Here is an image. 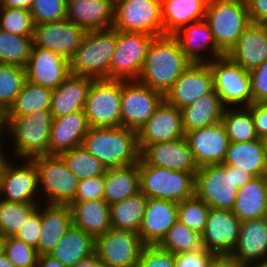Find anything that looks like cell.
I'll return each instance as SVG.
<instances>
[{
	"instance_id": "12",
	"label": "cell",
	"mask_w": 267,
	"mask_h": 267,
	"mask_svg": "<svg viewBox=\"0 0 267 267\" xmlns=\"http://www.w3.org/2000/svg\"><path fill=\"white\" fill-rule=\"evenodd\" d=\"M112 28L163 36L161 0H122L115 5Z\"/></svg>"
},
{
	"instance_id": "27",
	"label": "cell",
	"mask_w": 267,
	"mask_h": 267,
	"mask_svg": "<svg viewBox=\"0 0 267 267\" xmlns=\"http://www.w3.org/2000/svg\"><path fill=\"white\" fill-rule=\"evenodd\" d=\"M114 12L109 0H66V19L86 31L112 28Z\"/></svg>"
},
{
	"instance_id": "5",
	"label": "cell",
	"mask_w": 267,
	"mask_h": 267,
	"mask_svg": "<svg viewBox=\"0 0 267 267\" xmlns=\"http://www.w3.org/2000/svg\"><path fill=\"white\" fill-rule=\"evenodd\" d=\"M116 46V30L87 31L81 45L69 61L70 74L109 79V68Z\"/></svg>"
},
{
	"instance_id": "14",
	"label": "cell",
	"mask_w": 267,
	"mask_h": 267,
	"mask_svg": "<svg viewBox=\"0 0 267 267\" xmlns=\"http://www.w3.org/2000/svg\"><path fill=\"white\" fill-rule=\"evenodd\" d=\"M164 100V95L138 80H121V127L138 131Z\"/></svg>"
},
{
	"instance_id": "41",
	"label": "cell",
	"mask_w": 267,
	"mask_h": 267,
	"mask_svg": "<svg viewBox=\"0 0 267 267\" xmlns=\"http://www.w3.org/2000/svg\"><path fill=\"white\" fill-rule=\"evenodd\" d=\"M32 37L0 29V64L25 67L33 47Z\"/></svg>"
},
{
	"instance_id": "57",
	"label": "cell",
	"mask_w": 267,
	"mask_h": 267,
	"mask_svg": "<svg viewBox=\"0 0 267 267\" xmlns=\"http://www.w3.org/2000/svg\"><path fill=\"white\" fill-rule=\"evenodd\" d=\"M208 267H249L231 254L214 255Z\"/></svg>"
},
{
	"instance_id": "35",
	"label": "cell",
	"mask_w": 267,
	"mask_h": 267,
	"mask_svg": "<svg viewBox=\"0 0 267 267\" xmlns=\"http://www.w3.org/2000/svg\"><path fill=\"white\" fill-rule=\"evenodd\" d=\"M225 109L226 107L215 90L208 95H203L193 104L183 107L180 110L185 134L191 130L221 122Z\"/></svg>"
},
{
	"instance_id": "7",
	"label": "cell",
	"mask_w": 267,
	"mask_h": 267,
	"mask_svg": "<svg viewBox=\"0 0 267 267\" xmlns=\"http://www.w3.org/2000/svg\"><path fill=\"white\" fill-rule=\"evenodd\" d=\"M204 19L225 54L251 24L245 0H210Z\"/></svg>"
},
{
	"instance_id": "54",
	"label": "cell",
	"mask_w": 267,
	"mask_h": 267,
	"mask_svg": "<svg viewBox=\"0 0 267 267\" xmlns=\"http://www.w3.org/2000/svg\"><path fill=\"white\" fill-rule=\"evenodd\" d=\"M40 231L41 209L38 207V209L30 216L14 237L36 248L38 245Z\"/></svg>"
},
{
	"instance_id": "32",
	"label": "cell",
	"mask_w": 267,
	"mask_h": 267,
	"mask_svg": "<svg viewBox=\"0 0 267 267\" xmlns=\"http://www.w3.org/2000/svg\"><path fill=\"white\" fill-rule=\"evenodd\" d=\"M69 206L73 226L82 229L94 238L112 228L110 206L103 199L72 202Z\"/></svg>"
},
{
	"instance_id": "45",
	"label": "cell",
	"mask_w": 267,
	"mask_h": 267,
	"mask_svg": "<svg viewBox=\"0 0 267 267\" xmlns=\"http://www.w3.org/2000/svg\"><path fill=\"white\" fill-rule=\"evenodd\" d=\"M158 246L174 255L203 248L201 234L191 230L180 221L168 230Z\"/></svg>"
},
{
	"instance_id": "63",
	"label": "cell",
	"mask_w": 267,
	"mask_h": 267,
	"mask_svg": "<svg viewBox=\"0 0 267 267\" xmlns=\"http://www.w3.org/2000/svg\"><path fill=\"white\" fill-rule=\"evenodd\" d=\"M5 249V237L0 235V256L4 253Z\"/></svg>"
},
{
	"instance_id": "60",
	"label": "cell",
	"mask_w": 267,
	"mask_h": 267,
	"mask_svg": "<svg viewBox=\"0 0 267 267\" xmlns=\"http://www.w3.org/2000/svg\"><path fill=\"white\" fill-rule=\"evenodd\" d=\"M33 0H7L3 7L30 10Z\"/></svg>"
},
{
	"instance_id": "55",
	"label": "cell",
	"mask_w": 267,
	"mask_h": 267,
	"mask_svg": "<svg viewBox=\"0 0 267 267\" xmlns=\"http://www.w3.org/2000/svg\"><path fill=\"white\" fill-rule=\"evenodd\" d=\"M247 108L251 112L257 136L267 140V102L251 103Z\"/></svg>"
},
{
	"instance_id": "11",
	"label": "cell",
	"mask_w": 267,
	"mask_h": 267,
	"mask_svg": "<svg viewBox=\"0 0 267 267\" xmlns=\"http://www.w3.org/2000/svg\"><path fill=\"white\" fill-rule=\"evenodd\" d=\"M84 112L90 127L121 126V80H93Z\"/></svg>"
},
{
	"instance_id": "42",
	"label": "cell",
	"mask_w": 267,
	"mask_h": 267,
	"mask_svg": "<svg viewBox=\"0 0 267 267\" xmlns=\"http://www.w3.org/2000/svg\"><path fill=\"white\" fill-rule=\"evenodd\" d=\"M68 169L79 179L103 176L107 168L82 146L60 154Z\"/></svg>"
},
{
	"instance_id": "6",
	"label": "cell",
	"mask_w": 267,
	"mask_h": 267,
	"mask_svg": "<svg viewBox=\"0 0 267 267\" xmlns=\"http://www.w3.org/2000/svg\"><path fill=\"white\" fill-rule=\"evenodd\" d=\"M140 191L147 198L180 203L195 195V175L147 165L141 158L138 162Z\"/></svg>"
},
{
	"instance_id": "67",
	"label": "cell",
	"mask_w": 267,
	"mask_h": 267,
	"mask_svg": "<svg viewBox=\"0 0 267 267\" xmlns=\"http://www.w3.org/2000/svg\"><path fill=\"white\" fill-rule=\"evenodd\" d=\"M7 0H0V7L6 4Z\"/></svg>"
},
{
	"instance_id": "22",
	"label": "cell",
	"mask_w": 267,
	"mask_h": 267,
	"mask_svg": "<svg viewBox=\"0 0 267 267\" xmlns=\"http://www.w3.org/2000/svg\"><path fill=\"white\" fill-rule=\"evenodd\" d=\"M25 73L26 81L53 90L70 75V64L51 50L33 46Z\"/></svg>"
},
{
	"instance_id": "21",
	"label": "cell",
	"mask_w": 267,
	"mask_h": 267,
	"mask_svg": "<svg viewBox=\"0 0 267 267\" xmlns=\"http://www.w3.org/2000/svg\"><path fill=\"white\" fill-rule=\"evenodd\" d=\"M184 136L181 110L170 105L165 99L137 131L140 150L146 144L177 140Z\"/></svg>"
},
{
	"instance_id": "66",
	"label": "cell",
	"mask_w": 267,
	"mask_h": 267,
	"mask_svg": "<svg viewBox=\"0 0 267 267\" xmlns=\"http://www.w3.org/2000/svg\"><path fill=\"white\" fill-rule=\"evenodd\" d=\"M257 267H267V260L261 263L260 265H258Z\"/></svg>"
},
{
	"instance_id": "39",
	"label": "cell",
	"mask_w": 267,
	"mask_h": 267,
	"mask_svg": "<svg viewBox=\"0 0 267 267\" xmlns=\"http://www.w3.org/2000/svg\"><path fill=\"white\" fill-rule=\"evenodd\" d=\"M52 89L26 81L4 117H19L51 108Z\"/></svg>"
},
{
	"instance_id": "46",
	"label": "cell",
	"mask_w": 267,
	"mask_h": 267,
	"mask_svg": "<svg viewBox=\"0 0 267 267\" xmlns=\"http://www.w3.org/2000/svg\"><path fill=\"white\" fill-rule=\"evenodd\" d=\"M210 207L196 195L178 203V221L202 234Z\"/></svg>"
},
{
	"instance_id": "48",
	"label": "cell",
	"mask_w": 267,
	"mask_h": 267,
	"mask_svg": "<svg viewBox=\"0 0 267 267\" xmlns=\"http://www.w3.org/2000/svg\"><path fill=\"white\" fill-rule=\"evenodd\" d=\"M30 14L34 25L66 19V0H33Z\"/></svg>"
},
{
	"instance_id": "50",
	"label": "cell",
	"mask_w": 267,
	"mask_h": 267,
	"mask_svg": "<svg viewBox=\"0 0 267 267\" xmlns=\"http://www.w3.org/2000/svg\"><path fill=\"white\" fill-rule=\"evenodd\" d=\"M175 255L158 245H146L136 267H174Z\"/></svg>"
},
{
	"instance_id": "65",
	"label": "cell",
	"mask_w": 267,
	"mask_h": 267,
	"mask_svg": "<svg viewBox=\"0 0 267 267\" xmlns=\"http://www.w3.org/2000/svg\"><path fill=\"white\" fill-rule=\"evenodd\" d=\"M114 6L121 2L122 0H109Z\"/></svg>"
},
{
	"instance_id": "36",
	"label": "cell",
	"mask_w": 267,
	"mask_h": 267,
	"mask_svg": "<svg viewBox=\"0 0 267 267\" xmlns=\"http://www.w3.org/2000/svg\"><path fill=\"white\" fill-rule=\"evenodd\" d=\"M94 253L95 238L72 225L48 255L57 259L66 267H72Z\"/></svg>"
},
{
	"instance_id": "40",
	"label": "cell",
	"mask_w": 267,
	"mask_h": 267,
	"mask_svg": "<svg viewBox=\"0 0 267 267\" xmlns=\"http://www.w3.org/2000/svg\"><path fill=\"white\" fill-rule=\"evenodd\" d=\"M230 142H249L259 139L254 121L247 107H227L221 120Z\"/></svg>"
},
{
	"instance_id": "9",
	"label": "cell",
	"mask_w": 267,
	"mask_h": 267,
	"mask_svg": "<svg viewBox=\"0 0 267 267\" xmlns=\"http://www.w3.org/2000/svg\"><path fill=\"white\" fill-rule=\"evenodd\" d=\"M155 36L116 30V46L109 80H138L149 46Z\"/></svg>"
},
{
	"instance_id": "52",
	"label": "cell",
	"mask_w": 267,
	"mask_h": 267,
	"mask_svg": "<svg viewBox=\"0 0 267 267\" xmlns=\"http://www.w3.org/2000/svg\"><path fill=\"white\" fill-rule=\"evenodd\" d=\"M248 73L253 103L267 102V59Z\"/></svg>"
},
{
	"instance_id": "31",
	"label": "cell",
	"mask_w": 267,
	"mask_h": 267,
	"mask_svg": "<svg viewBox=\"0 0 267 267\" xmlns=\"http://www.w3.org/2000/svg\"><path fill=\"white\" fill-rule=\"evenodd\" d=\"M222 164L240 168L254 178L267 176L266 140L230 142Z\"/></svg>"
},
{
	"instance_id": "47",
	"label": "cell",
	"mask_w": 267,
	"mask_h": 267,
	"mask_svg": "<svg viewBox=\"0 0 267 267\" xmlns=\"http://www.w3.org/2000/svg\"><path fill=\"white\" fill-rule=\"evenodd\" d=\"M0 29L16 35L33 36L34 23L30 11L1 6Z\"/></svg>"
},
{
	"instance_id": "49",
	"label": "cell",
	"mask_w": 267,
	"mask_h": 267,
	"mask_svg": "<svg viewBox=\"0 0 267 267\" xmlns=\"http://www.w3.org/2000/svg\"><path fill=\"white\" fill-rule=\"evenodd\" d=\"M4 253L16 267H37L36 248L14 236L5 238Z\"/></svg>"
},
{
	"instance_id": "25",
	"label": "cell",
	"mask_w": 267,
	"mask_h": 267,
	"mask_svg": "<svg viewBox=\"0 0 267 267\" xmlns=\"http://www.w3.org/2000/svg\"><path fill=\"white\" fill-rule=\"evenodd\" d=\"M177 221L178 203L148 198L138 234L145 245H158Z\"/></svg>"
},
{
	"instance_id": "29",
	"label": "cell",
	"mask_w": 267,
	"mask_h": 267,
	"mask_svg": "<svg viewBox=\"0 0 267 267\" xmlns=\"http://www.w3.org/2000/svg\"><path fill=\"white\" fill-rule=\"evenodd\" d=\"M93 78L70 74L52 90L50 111L54 118L84 110L87 94Z\"/></svg>"
},
{
	"instance_id": "8",
	"label": "cell",
	"mask_w": 267,
	"mask_h": 267,
	"mask_svg": "<svg viewBox=\"0 0 267 267\" xmlns=\"http://www.w3.org/2000/svg\"><path fill=\"white\" fill-rule=\"evenodd\" d=\"M31 161L38 171L39 191H44L47 204L70 205L79 179L68 169L60 155L38 156Z\"/></svg>"
},
{
	"instance_id": "19",
	"label": "cell",
	"mask_w": 267,
	"mask_h": 267,
	"mask_svg": "<svg viewBox=\"0 0 267 267\" xmlns=\"http://www.w3.org/2000/svg\"><path fill=\"white\" fill-rule=\"evenodd\" d=\"M140 158L147 164L165 169L197 173V166L186 137L146 144Z\"/></svg>"
},
{
	"instance_id": "1",
	"label": "cell",
	"mask_w": 267,
	"mask_h": 267,
	"mask_svg": "<svg viewBox=\"0 0 267 267\" xmlns=\"http://www.w3.org/2000/svg\"><path fill=\"white\" fill-rule=\"evenodd\" d=\"M191 64L173 35L158 36L149 46L138 81L165 95Z\"/></svg>"
},
{
	"instance_id": "43",
	"label": "cell",
	"mask_w": 267,
	"mask_h": 267,
	"mask_svg": "<svg viewBox=\"0 0 267 267\" xmlns=\"http://www.w3.org/2000/svg\"><path fill=\"white\" fill-rule=\"evenodd\" d=\"M38 207L37 204L0 200V235L15 236Z\"/></svg>"
},
{
	"instance_id": "16",
	"label": "cell",
	"mask_w": 267,
	"mask_h": 267,
	"mask_svg": "<svg viewBox=\"0 0 267 267\" xmlns=\"http://www.w3.org/2000/svg\"><path fill=\"white\" fill-rule=\"evenodd\" d=\"M87 31L68 19L34 25L33 46L55 52L70 61Z\"/></svg>"
},
{
	"instance_id": "30",
	"label": "cell",
	"mask_w": 267,
	"mask_h": 267,
	"mask_svg": "<svg viewBox=\"0 0 267 267\" xmlns=\"http://www.w3.org/2000/svg\"><path fill=\"white\" fill-rule=\"evenodd\" d=\"M43 208L41 209V231L36 247L38 255L49 254L73 225L69 205L46 204Z\"/></svg>"
},
{
	"instance_id": "58",
	"label": "cell",
	"mask_w": 267,
	"mask_h": 267,
	"mask_svg": "<svg viewBox=\"0 0 267 267\" xmlns=\"http://www.w3.org/2000/svg\"><path fill=\"white\" fill-rule=\"evenodd\" d=\"M37 267H66L57 259L48 254L38 256Z\"/></svg>"
},
{
	"instance_id": "59",
	"label": "cell",
	"mask_w": 267,
	"mask_h": 267,
	"mask_svg": "<svg viewBox=\"0 0 267 267\" xmlns=\"http://www.w3.org/2000/svg\"><path fill=\"white\" fill-rule=\"evenodd\" d=\"M72 267H103L101 260L99 257L94 253L92 256L80 260Z\"/></svg>"
},
{
	"instance_id": "51",
	"label": "cell",
	"mask_w": 267,
	"mask_h": 267,
	"mask_svg": "<svg viewBox=\"0 0 267 267\" xmlns=\"http://www.w3.org/2000/svg\"><path fill=\"white\" fill-rule=\"evenodd\" d=\"M105 180L103 176L79 180L73 202L103 199Z\"/></svg>"
},
{
	"instance_id": "10",
	"label": "cell",
	"mask_w": 267,
	"mask_h": 267,
	"mask_svg": "<svg viewBox=\"0 0 267 267\" xmlns=\"http://www.w3.org/2000/svg\"><path fill=\"white\" fill-rule=\"evenodd\" d=\"M208 65L213 73L214 90L226 108L248 107L253 103L248 71L226 55L208 62Z\"/></svg>"
},
{
	"instance_id": "28",
	"label": "cell",
	"mask_w": 267,
	"mask_h": 267,
	"mask_svg": "<svg viewBox=\"0 0 267 267\" xmlns=\"http://www.w3.org/2000/svg\"><path fill=\"white\" fill-rule=\"evenodd\" d=\"M89 129L84 110L54 118L49 138V155H60L81 146Z\"/></svg>"
},
{
	"instance_id": "17",
	"label": "cell",
	"mask_w": 267,
	"mask_h": 267,
	"mask_svg": "<svg viewBox=\"0 0 267 267\" xmlns=\"http://www.w3.org/2000/svg\"><path fill=\"white\" fill-rule=\"evenodd\" d=\"M213 91V73L208 63H192L164 95V99L170 105L182 109Z\"/></svg>"
},
{
	"instance_id": "24",
	"label": "cell",
	"mask_w": 267,
	"mask_h": 267,
	"mask_svg": "<svg viewBox=\"0 0 267 267\" xmlns=\"http://www.w3.org/2000/svg\"><path fill=\"white\" fill-rule=\"evenodd\" d=\"M173 36L178 40L184 55L192 63H208L225 55L217 46L211 28L205 19L183 26ZM204 49L205 51L209 50L210 60L208 56L204 58L203 54L200 53Z\"/></svg>"
},
{
	"instance_id": "34",
	"label": "cell",
	"mask_w": 267,
	"mask_h": 267,
	"mask_svg": "<svg viewBox=\"0 0 267 267\" xmlns=\"http://www.w3.org/2000/svg\"><path fill=\"white\" fill-rule=\"evenodd\" d=\"M207 0H161L163 35H173L183 26L205 18Z\"/></svg>"
},
{
	"instance_id": "38",
	"label": "cell",
	"mask_w": 267,
	"mask_h": 267,
	"mask_svg": "<svg viewBox=\"0 0 267 267\" xmlns=\"http://www.w3.org/2000/svg\"><path fill=\"white\" fill-rule=\"evenodd\" d=\"M148 198L140 191L125 200L110 205L111 226L114 229L138 233Z\"/></svg>"
},
{
	"instance_id": "26",
	"label": "cell",
	"mask_w": 267,
	"mask_h": 267,
	"mask_svg": "<svg viewBox=\"0 0 267 267\" xmlns=\"http://www.w3.org/2000/svg\"><path fill=\"white\" fill-rule=\"evenodd\" d=\"M246 71H251L267 59V27L251 23L225 54Z\"/></svg>"
},
{
	"instance_id": "37",
	"label": "cell",
	"mask_w": 267,
	"mask_h": 267,
	"mask_svg": "<svg viewBox=\"0 0 267 267\" xmlns=\"http://www.w3.org/2000/svg\"><path fill=\"white\" fill-rule=\"evenodd\" d=\"M104 180L103 200L109 206L125 200L140 192L138 163L125 167L107 168Z\"/></svg>"
},
{
	"instance_id": "23",
	"label": "cell",
	"mask_w": 267,
	"mask_h": 267,
	"mask_svg": "<svg viewBox=\"0 0 267 267\" xmlns=\"http://www.w3.org/2000/svg\"><path fill=\"white\" fill-rule=\"evenodd\" d=\"M231 255L249 267L267 260V216L240 222L238 244Z\"/></svg>"
},
{
	"instance_id": "4",
	"label": "cell",
	"mask_w": 267,
	"mask_h": 267,
	"mask_svg": "<svg viewBox=\"0 0 267 267\" xmlns=\"http://www.w3.org/2000/svg\"><path fill=\"white\" fill-rule=\"evenodd\" d=\"M50 109L39 110L19 117H4V129L13 138L16 158L31 160L49 155V138L53 123ZM18 156V157H17Z\"/></svg>"
},
{
	"instance_id": "53",
	"label": "cell",
	"mask_w": 267,
	"mask_h": 267,
	"mask_svg": "<svg viewBox=\"0 0 267 267\" xmlns=\"http://www.w3.org/2000/svg\"><path fill=\"white\" fill-rule=\"evenodd\" d=\"M214 253L204 247L199 250L175 254L174 267H208Z\"/></svg>"
},
{
	"instance_id": "3",
	"label": "cell",
	"mask_w": 267,
	"mask_h": 267,
	"mask_svg": "<svg viewBox=\"0 0 267 267\" xmlns=\"http://www.w3.org/2000/svg\"><path fill=\"white\" fill-rule=\"evenodd\" d=\"M254 177L232 165L200 167L195 175V195L210 208L232 210L238 188Z\"/></svg>"
},
{
	"instance_id": "61",
	"label": "cell",
	"mask_w": 267,
	"mask_h": 267,
	"mask_svg": "<svg viewBox=\"0 0 267 267\" xmlns=\"http://www.w3.org/2000/svg\"><path fill=\"white\" fill-rule=\"evenodd\" d=\"M0 267H16L5 253L0 256Z\"/></svg>"
},
{
	"instance_id": "15",
	"label": "cell",
	"mask_w": 267,
	"mask_h": 267,
	"mask_svg": "<svg viewBox=\"0 0 267 267\" xmlns=\"http://www.w3.org/2000/svg\"><path fill=\"white\" fill-rule=\"evenodd\" d=\"M21 163V166L13 165L8 158L3 162L0 169V198L3 199L0 200L39 204L35 198L40 192L37 168L31 160Z\"/></svg>"
},
{
	"instance_id": "56",
	"label": "cell",
	"mask_w": 267,
	"mask_h": 267,
	"mask_svg": "<svg viewBox=\"0 0 267 267\" xmlns=\"http://www.w3.org/2000/svg\"><path fill=\"white\" fill-rule=\"evenodd\" d=\"M251 23L267 22V0H245Z\"/></svg>"
},
{
	"instance_id": "18",
	"label": "cell",
	"mask_w": 267,
	"mask_h": 267,
	"mask_svg": "<svg viewBox=\"0 0 267 267\" xmlns=\"http://www.w3.org/2000/svg\"><path fill=\"white\" fill-rule=\"evenodd\" d=\"M240 222L231 210L210 208L201 234L203 247L215 255L231 254L238 244Z\"/></svg>"
},
{
	"instance_id": "62",
	"label": "cell",
	"mask_w": 267,
	"mask_h": 267,
	"mask_svg": "<svg viewBox=\"0 0 267 267\" xmlns=\"http://www.w3.org/2000/svg\"><path fill=\"white\" fill-rule=\"evenodd\" d=\"M4 115L0 112V144H2L4 141L2 139L4 135ZM3 132V133H2Z\"/></svg>"
},
{
	"instance_id": "20",
	"label": "cell",
	"mask_w": 267,
	"mask_h": 267,
	"mask_svg": "<svg viewBox=\"0 0 267 267\" xmlns=\"http://www.w3.org/2000/svg\"><path fill=\"white\" fill-rule=\"evenodd\" d=\"M185 137L199 168L223 163L230 141L222 122L191 130Z\"/></svg>"
},
{
	"instance_id": "13",
	"label": "cell",
	"mask_w": 267,
	"mask_h": 267,
	"mask_svg": "<svg viewBox=\"0 0 267 267\" xmlns=\"http://www.w3.org/2000/svg\"><path fill=\"white\" fill-rule=\"evenodd\" d=\"M145 246L133 231L111 228L95 238V254L103 267H136Z\"/></svg>"
},
{
	"instance_id": "44",
	"label": "cell",
	"mask_w": 267,
	"mask_h": 267,
	"mask_svg": "<svg viewBox=\"0 0 267 267\" xmlns=\"http://www.w3.org/2000/svg\"><path fill=\"white\" fill-rule=\"evenodd\" d=\"M26 82L25 67L0 64V112L4 115Z\"/></svg>"
},
{
	"instance_id": "33",
	"label": "cell",
	"mask_w": 267,
	"mask_h": 267,
	"mask_svg": "<svg viewBox=\"0 0 267 267\" xmlns=\"http://www.w3.org/2000/svg\"><path fill=\"white\" fill-rule=\"evenodd\" d=\"M231 211L241 221L267 216V176L253 178L239 187Z\"/></svg>"
},
{
	"instance_id": "2",
	"label": "cell",
	"mask_w": 267,
	"mask_h": 267,
	"mask_svg": "<svg viewBox=\"0 0 267 267\" xmlns=\"http://www.w3.org/2000/svg\"><path fill=\"white\" fill-rule=\"evenodd\" d=\"M81 146L106 168L125 167L140 160L137 131L126 127H90Z\"/></svg>"
},
{
	"instance_id": "64",
	"label": "cell",
	"mask_w": 267,
	"mask_h": 267,
	"mask_svg": "<svg viewBox=\"0 0 267 267\" xmlns=\"http://www.w3.org/2000/svg\"><path fill=\"white\" fill-rule=\"evenodd\" d=\"M2 145L4 144H0V169L2 167L3 162L7 159L6 154L4 155V152L2 150Z\"/></svg>"
}]
</instances>
